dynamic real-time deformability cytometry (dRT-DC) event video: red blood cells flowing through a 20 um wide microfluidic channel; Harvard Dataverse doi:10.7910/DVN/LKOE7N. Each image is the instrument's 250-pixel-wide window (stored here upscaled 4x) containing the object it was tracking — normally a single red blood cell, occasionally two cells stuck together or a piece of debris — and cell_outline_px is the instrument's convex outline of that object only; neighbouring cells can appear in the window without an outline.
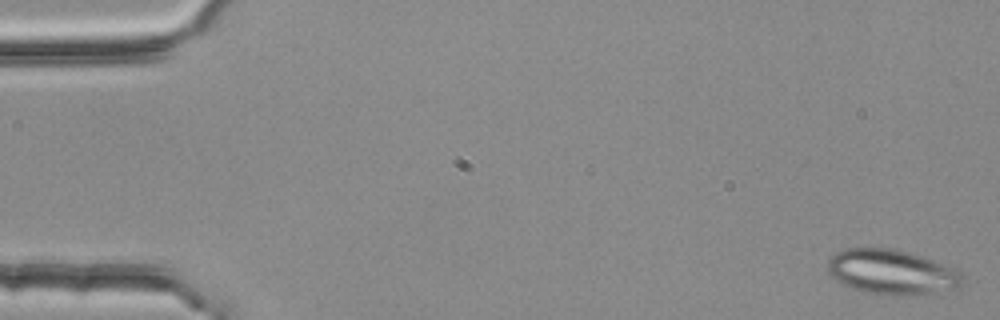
{"species": "common noctule bat (a hibernating species)", "species_latin": "Nyctalus noctula", "temperature_condition": "room temperature", "stored_images_in_passage": 5, "camera_frame_rate_fps": 3000, "um_per_image_px": 0.085, "animal": {"sex": "female", "body_mass_g": 25.1}, "frame": {"image": 1, "passage_image": 1, "time_ms": 0.0, "image_size_px": [1000, 320], "cell_outline_px": [[964, 280], [960, 288], [904, 296], [896, 296], [868, 292], [852, 288], [836, 280], [828, 272], [828, 256], [836, 252], [848, 248], [892, 248], [908, 252], [932, 260], [952, 268], [960, 272], [964, 276]], "centroid_in_image_um": [75.78, 23.12], "position_along_channel_um": 9.2, "area_um2": 35.08}}